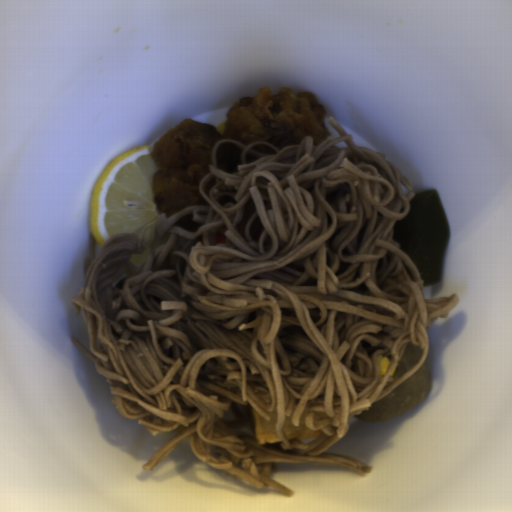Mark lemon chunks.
Segmentation results:
<instances>
[{
  "label": "lemon chunks",
  "instance_id": "lemon-chunks-1",
  "mask_svg": "<svg viewBox=\"0 0 512 512\" xmlns=\"http://www.w3.org/2000/svg\"><path fill=\"white\" fill-rule=\"evenodd\" d=\"M153 145L137 147L113 159L99 175L90 206V228L98 246L115 233L141 235L161 219L152 179L159 167Z\"/></svg>",
  "mask_w": 512,
  "mask_h": 512
},
{
  "label": "lemon chunks",
  "instance_id": "lemon-chunks-2",
  "mask_svg": "<svg viewBox=\"0 0 512 512\" xmlns=\"http://www.w3.org/2000/svg\"><path fill=\"white\" fill-rule=\"evenodd\" d=\"M148 257V251H147V248L145 246V249L144 251L140 252V253H133L132 256L130 257V262L132 264V266H134L135 268H142L143 264L145 263L146 259Z\"/></svg>",
  "mask_w": 512,
  "mask_h": 512
},
{
  "label": "lemon chunks",
  "instance_id": "lemon-chunks-3",
  "mask_svg": "<svg viewBox=\"0 0 512 512\" xmlns=\"http://www.w3.org/2000/svg\"><path fill=\"white\" fill-rule=\"evenodd\" d=\"M228 124V120L217 126L215 129L218 131V133L222 136L224 135L226 126Z\"/></svg>",
  "mask_w": 512,
  "mask_h": 512
},
{
  "label": "lemon chunks",
  "instance_id": "lemon-chunks-4",
  "mask_svg": "<svg viewBox=\"0 0 512 512\" xmlns=\"http://www.w3.org/2000/svg\"><path fill=\"white\" fill-rule=\"evenodd\" d=\"M143 235H144L145 243L147 245L150 242V239H151L150 227L145 229V231L143 232Z\"/></svg>",
  "mask_w": 512,
  "mask_h": 512
}]
</instances>
